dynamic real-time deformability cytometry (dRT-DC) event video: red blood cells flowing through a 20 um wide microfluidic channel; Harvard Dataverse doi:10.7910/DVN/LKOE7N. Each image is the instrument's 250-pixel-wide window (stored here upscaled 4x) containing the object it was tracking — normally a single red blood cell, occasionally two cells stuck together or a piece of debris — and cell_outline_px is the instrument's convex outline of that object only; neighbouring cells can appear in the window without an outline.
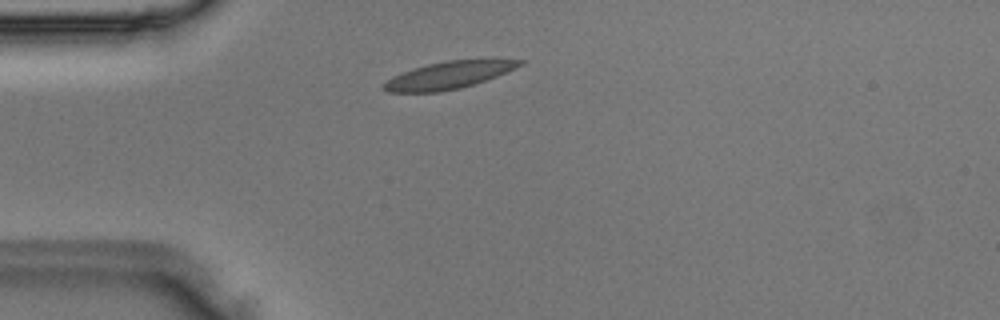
{"species": "Egyptian fruit bat (a non-hibernating species)", "species_latin": "Rousettus aegyptiacus", "temperature_condition": "room temperature", "stored_images_in_passage": 41, "camera_frame_rate_fps": 3000, "um_per_image_px": 0.085, "animal": {"sex": "male"}, "frame": {"image": 1, "passage_image": 5, "time_ms": 1.333, "image_size_px": [1000, 320], "cell_outline_px": [[528, 60], [524, 64], [496, 76], [460, 88], [440, 92], [388, 92], [380, 84], [392, 76], [412, 68], [428, 64], [448, 60]], "centroid_in_image_um": [38.06, 6.4], "position_along_channel_um": 46.9, "area_um2": 21.33}}
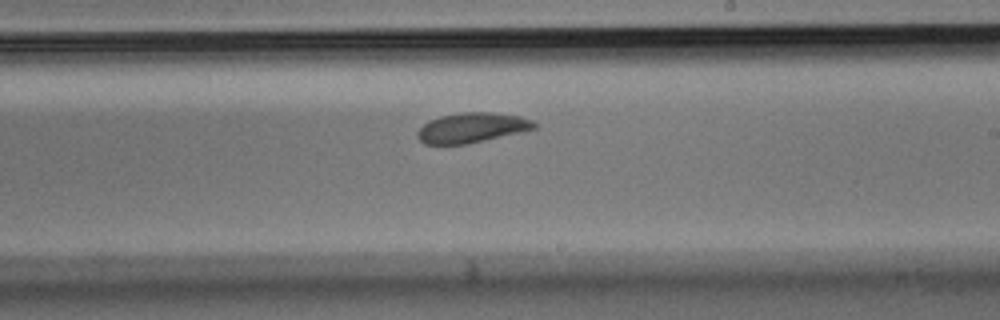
{"frame": {"image": 2, "passage_image": 21, "time_ms": 6.667, "image_size_px": [1000, 320], "cell_outline_px": [[536, 128], [520, 132], [484, 140], [464, 144], [424, 144], [416, 136], [416, 132], [428, 120], [440, 116], [464, 112], [488, 112], [520, 116], [532, 120], [536, 124]], "centroid_in_image_um": [40.07, 10.85], "position_along_channel_um": 248.9, "area_um2": 20.17}}
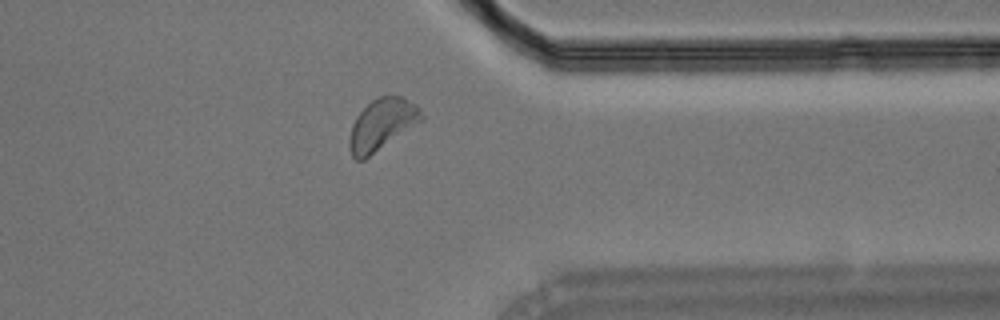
{"frame": {"image": 3, "passage_image": 31, "time_ms": 10.0, "image_size_px": [1000, 320], "cell_outline_px": [[424, 120], [364, 160], [356, 160], [352, 156], [348, 144], [348, 140], [352, 124], [356, 116], [376, 96], [400, 96], [416, 104], [420, 108], [424, 116]], "centroid_in_image_um": [32.47, 10.59], "position_along_channel_um": 378.9, "area_um2": 21.73}}